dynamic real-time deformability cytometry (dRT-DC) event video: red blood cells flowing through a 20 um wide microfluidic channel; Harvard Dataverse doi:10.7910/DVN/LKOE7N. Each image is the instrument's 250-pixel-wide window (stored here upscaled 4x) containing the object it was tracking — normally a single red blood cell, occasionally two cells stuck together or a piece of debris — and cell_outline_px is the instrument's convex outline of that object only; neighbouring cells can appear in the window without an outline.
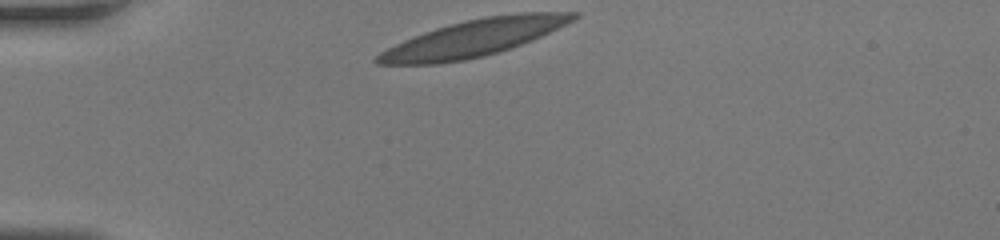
{"species": "human", "species_latin": "Homo sapiens", "temperature_condition": "room temperature", "stored_images_in_passage": 20, "camera_frame_rate_fps": 3000, "um_per_image_px": 0.085, "donor": {"sex": "female"}, "frame": {"image": 1, "passage_image": 1, "time_ms": 0.0, "image_size_px": [1000, 240], "cell_outline_px": [[580, 16], [532, 40], [484, 56], [464, 60], [440, 64], [376, 64], [372, 60], [380, 52], [404, 40], [424, 32], [436, 28], [464, 20], [484, 16], [520, 12], [580, 12]], "centroid_in_image_um": [40.22, 3.23], "position_along_channel_um": 44.8, "area_um2": 41.56}}
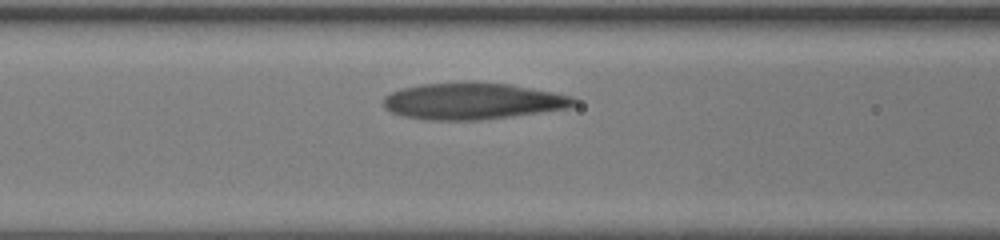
{"frame": {"image": 2, "passage_image": 9, "time_ms": 2.667, "image_size_px": [1000, 240], "cell_outline_px": [[576, 104], [572, 108], [512, 116], [480, 120], [424, 120], [404, 116], [392, 112], [384, 108], [384, 96], [400, 88], [420, 84], [468, 80], [508, 84], [552, 92], [572, 96], [576, 100]], "centroid_in_image_um": [40.16, 8.58], "position_along_channel_um": 126.4, "area_um2": 41.15}}
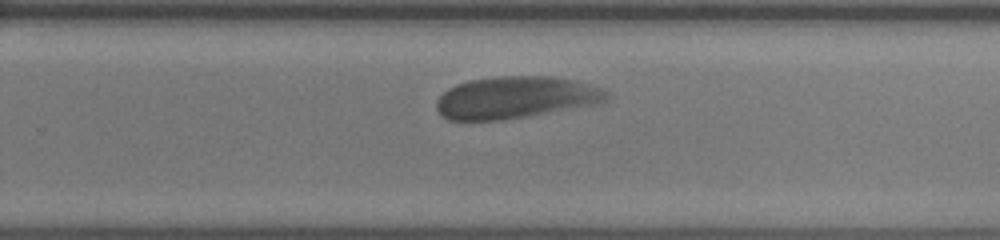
{"frame": {"image": 3, "passage_image": 20, "time_ms": 6.333, "image_size_px": [1000, 240], "cell_outline_px": [[608, 100], [600, 104], [504, 120], [448, 120], [440, 116], [436, 108], [436, 100], [448, 88], [456, 84], [468, 80], [500, 76], [548, 76], [572, 80], [588, 84], [600, 88], [608, 92]], "centroid_in_image_um": [43.8, 8.3], "position_along_channel_um": 286.0, "area_um2": 41.91}}